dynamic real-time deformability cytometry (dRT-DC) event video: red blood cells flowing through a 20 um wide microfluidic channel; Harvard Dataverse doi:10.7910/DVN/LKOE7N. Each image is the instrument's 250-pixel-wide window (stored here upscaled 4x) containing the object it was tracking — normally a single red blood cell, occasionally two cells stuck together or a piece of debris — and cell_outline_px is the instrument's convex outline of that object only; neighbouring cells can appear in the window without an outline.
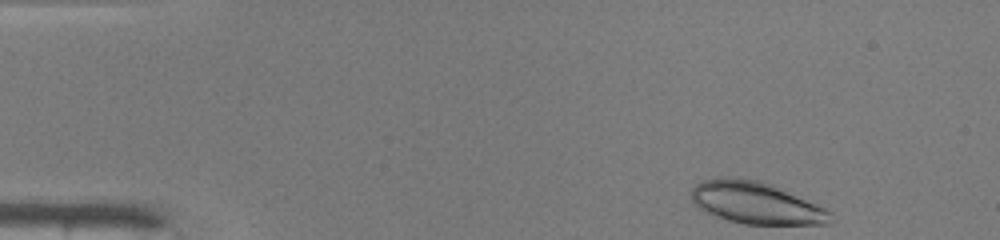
{"species": "common noctule bat (a hibernating species)", "species_latin": "Nyctalus noctula", "temperature_condition": "warm", "stored_images_in_passage": 44, "camera_frame_rate_fps": 3000, "um_per_image_px": 0.085, "animal": {"sex": "male", "body_mass_g": 19.0, "forearm_length_mm": 50.8}, "frame": {"image": 1, "passage_image": 1, "time_ms": 0.0, "image_size_px": [1000, 240], "cell_outline_px": [[832, 224], [744, 224], [728, 220], [704, 212], [692, 204], [692, 188], [696, 184], [704, 180], [720, 176], [736, 176], [760, 180], [772, 184], [816, 204], [832, 212]], "centroid_in_image_um": [64.23, 17.23], "position_along_channel_um": 20.8, "area_um2": 34.39}}
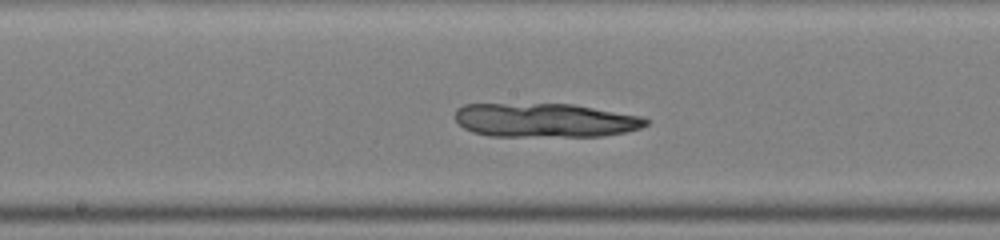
{"frame": {"image": 2, "passage_image": 21, "time_ms": 6.667, "image_size_px": [1000, 240], "cell_outline_px": [[648, 124], [640, 128], [628, 132], [600, 136], [488, 136], [472, 132], [464, 128], [456, 120], [456, 108], [464, 104], [572, 104], [640, 116], [648, 120]], "centroid_in_image_um": [46.31, 10.22], "position_along_channel_um": 201.9, "area_um2": 37.74}}
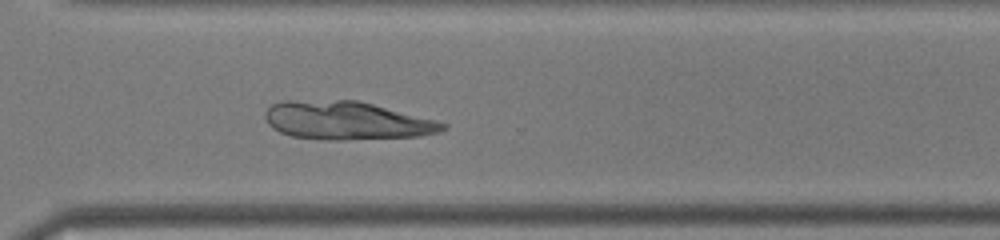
{"frame": {"image": 3, "passage_image": 31, "time_ms": 10.0, "image_size_px": [1000, 240], "cell_outline_px": [[448, 128], [440, 132], [420, 136], [340, 140], [320, 140], [292, 136], [280, 132], [272, 128], [268, 124], [264, 116], [264, 112], [272, 104], [284, 100], [360, 100], [436, 120], [448, 124]], "centroid_in_image_um": [29.46, 10.24], "position_along_channel_um": 341.1, "area_um2": 40.06}}